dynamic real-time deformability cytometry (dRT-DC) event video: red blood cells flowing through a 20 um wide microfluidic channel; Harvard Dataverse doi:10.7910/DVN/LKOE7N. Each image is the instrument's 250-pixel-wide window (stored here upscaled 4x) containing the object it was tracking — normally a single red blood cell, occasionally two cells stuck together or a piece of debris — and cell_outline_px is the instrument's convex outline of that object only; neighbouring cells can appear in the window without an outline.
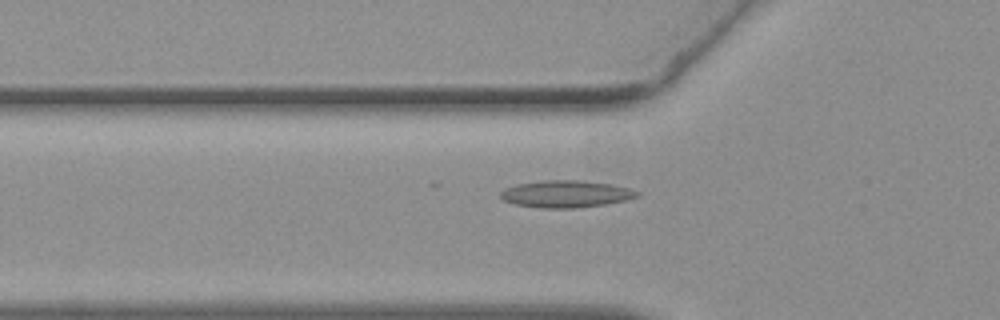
{"species": "common noctule bat (a hibernating species)", "species_latin": "Nyctalus noctula", "temperature_condition": "warm", "stored_images_in_passage": 38, "camera_frame_rate_fps": 3000, "um_per_image_px": 0.085, "animal": {"sex": "female", "body_mass_g": 19.3, "forearm_length_mm": 54.1}, "frame": {"image": 1, "passage_image": 2, "time_ms": 0.333, "image_size_px": [1000, 320], "cell_outline_px": [[640, 196], [624, 200], [604, 204], [576, 208], [540, 208], [516, 204], [504, 200], [500, 196], [500, 192], [504, 188], [516, 184], [544, 180], [580, 180], [612, 184], [628, 188], [640, 192]], "centroid_in_image_um": [48.09, 16.48], "position_along_channel_um": 77.7, "area_um2": 21.5}}
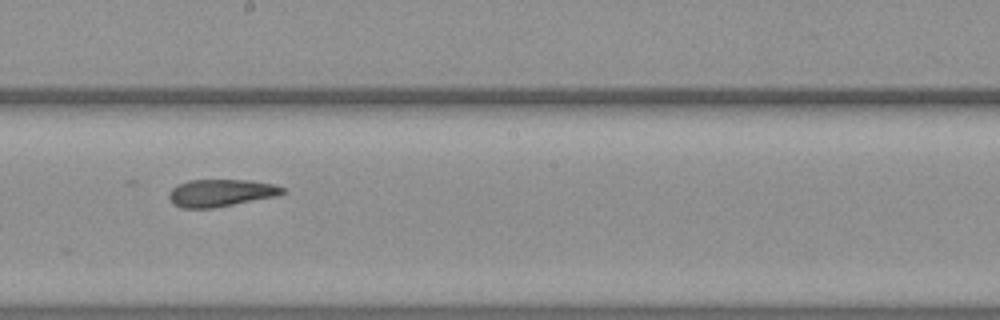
{"frame": {"image": 2, "passage_image": 14, "time_ms": 4.333, "image_size_px": [1000, 320], "cell_outline_px": [[284, 192], [276, 196], [212, 208], [184, 208], [176, 204], [168, 196], [168, 192], [176, 184], [188, 180], [248, 180], [272, 184], [284, 188]], "centroid_in_image_um": [18.73, 16.38], "position_along_channel_um": 229.5, "area_um2": 17.8}}
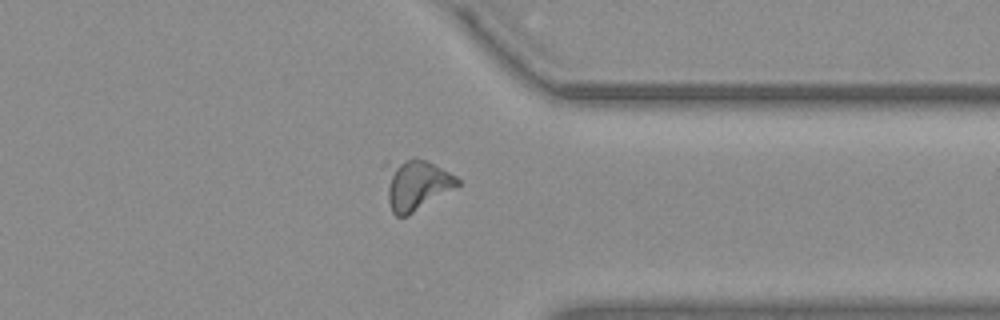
{"frame": {"image": 3, "passage_image": 26, "time_ms": 8.333, "image_size_px": [1000, 320], "cell_outline_px": [[460, 184], [408, 216], [396, 216], [392, 212], [388, 200], [380, 164], [384, 160], [424, 160], [456, 176], [460, 180]], "centroid_in_image_um": [35.24, 15.68], "position_along_channel_um": 376.2, "area_um2": 21.62}, "authors_computed_cell_mechanics": {"area_um2": 19.1029, "velocity_mm_per_s": 3.7766, "shape_relaxation_time_tau1_ms": null, "shape_relaxation_time_tau2_ms": 3.456, "deformation_change_tau1": null, "deformation_change_tau2": 0.1177}}